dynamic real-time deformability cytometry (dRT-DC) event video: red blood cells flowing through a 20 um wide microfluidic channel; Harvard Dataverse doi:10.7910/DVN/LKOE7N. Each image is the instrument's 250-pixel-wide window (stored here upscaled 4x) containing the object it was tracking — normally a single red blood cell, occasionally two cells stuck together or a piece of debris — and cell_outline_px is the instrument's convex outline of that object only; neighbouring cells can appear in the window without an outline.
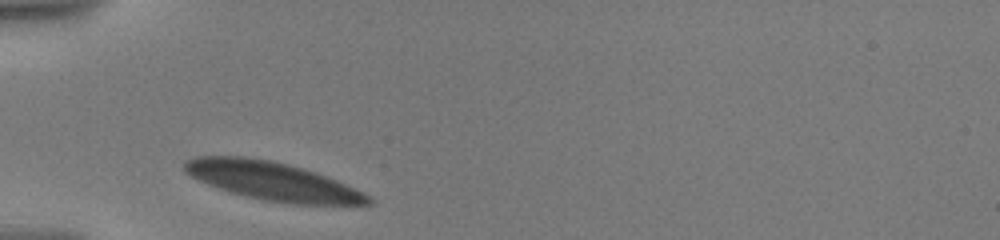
{"species": "human", "species_latin": "Homo sapiens", "temperature_condition": "warm", "stored_images_in_passage": 2, "camera_frame_rate_fps": 3000, "um_per_image_px": 0.085, "donor": {"sex": "male"}, "frame": {"image": 1, "passage_image": 1, "time_ms": 0.0, "image_size_px": [1000, 240], "cell_outline_px": [[376, 204], [292, 204], [264, 200], [232, 192], [208, 184], [184, 172], [184, 160], [196, 156], [244, 156], [272, 160], [288, 164], [316, 172], [336, 180], [372, 196], [376, 200]], "centroid_in_image_um": [23.19, 15.38], "position_along_channel_um": 61.8, "area_um2": 40.92}}